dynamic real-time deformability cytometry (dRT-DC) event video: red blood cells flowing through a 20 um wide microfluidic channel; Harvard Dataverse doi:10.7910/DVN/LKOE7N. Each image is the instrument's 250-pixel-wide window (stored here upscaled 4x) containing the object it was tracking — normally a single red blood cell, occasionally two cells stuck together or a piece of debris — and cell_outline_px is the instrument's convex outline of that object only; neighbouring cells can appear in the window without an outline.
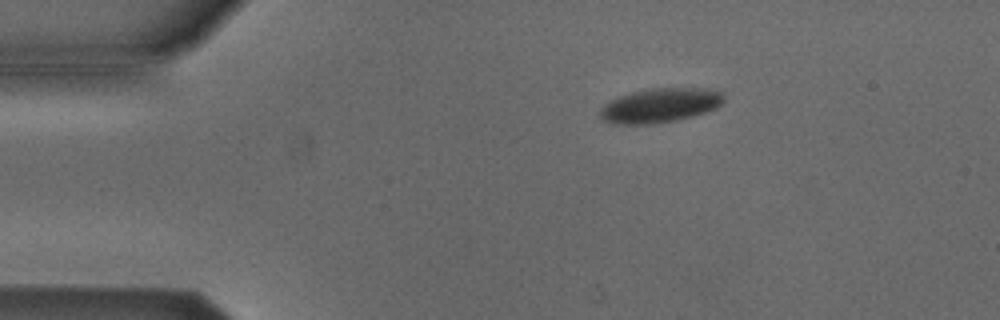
{"species": "Egyptian fruit bat (a non-hibernating species)", "species_latin": "Rousettus aegyptiacus", "temperature_condition": "cold", "stored_images_in_passage": 6, "camera_frame_rate_fps": 3000, "um_per_image_px": 0.085, "animal": {"sex": "male"}, "frame": {"image": 1, "passage_image": 2, "time_ms": 1.0, "image_size_px": [1000, 320], "cell_outline_px": [[724, 100], [716, 108], [692, 116], [676, 120], [652, 124], [612, 124], [600, 120], [600, 108], [608, 100], [632, 92], [652, 88], [704, 88], [724, 92]], "centroid_in_image_um": [56.07, 8.96], "position_along_channel_um": 28.9, "area_um2": 24.91}}
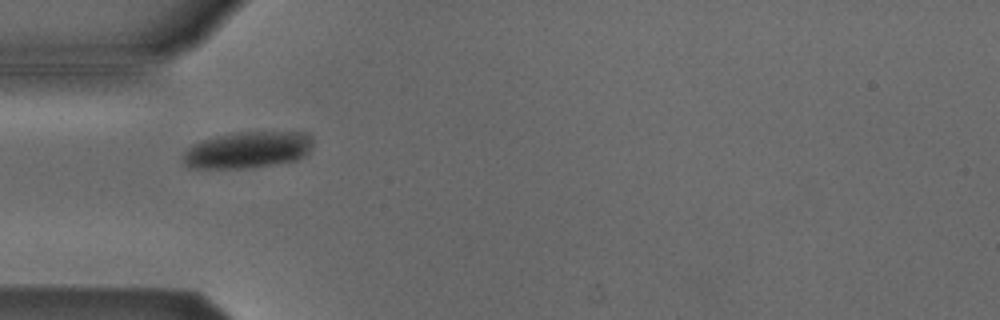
{"frame": {"image": 2, "passage_image": 4, "time_ms": 3.333, "image_size_px": [1000, 320], "cell_outline_px": [[312, 144], [296, 160], [252, 168], [188, 168], [184, 164], [184, 152], [192, 144], [216, 136], [236, 132], [300, 132]], "centroid_in_image_um": [20.93, 12.76], "position_along_channel_um": 64.1, "area_um2": 26.99}}
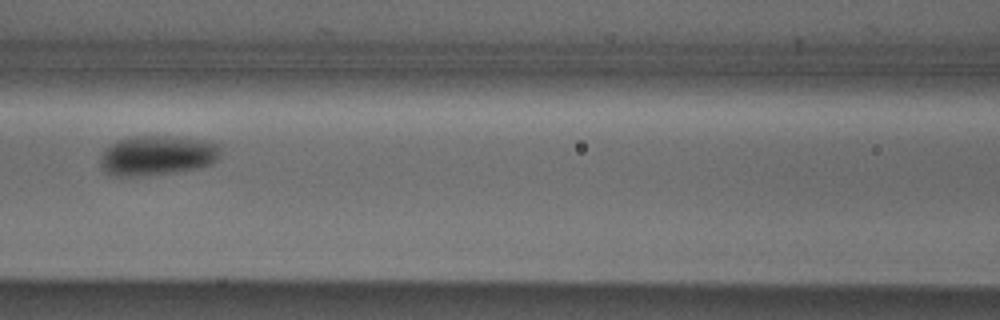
{"frame": {"image": 3, "passage_image": 6, "time_ms": 5.667, "image_size_px": [1000, 320], "cell_outline_px": [[220, 156], [212, 164], [200, 168], [172, 172], [136, 176], [116, 176], [104, 172], [100, 168], [100, 156], [104, 148], [116, 140], [132, 136], [172, 136], [220, 144]], "centroid_in_image_um": [13.31, 13.21], "position_along_channel_um": 153.3, "area_um2": 28.03}}